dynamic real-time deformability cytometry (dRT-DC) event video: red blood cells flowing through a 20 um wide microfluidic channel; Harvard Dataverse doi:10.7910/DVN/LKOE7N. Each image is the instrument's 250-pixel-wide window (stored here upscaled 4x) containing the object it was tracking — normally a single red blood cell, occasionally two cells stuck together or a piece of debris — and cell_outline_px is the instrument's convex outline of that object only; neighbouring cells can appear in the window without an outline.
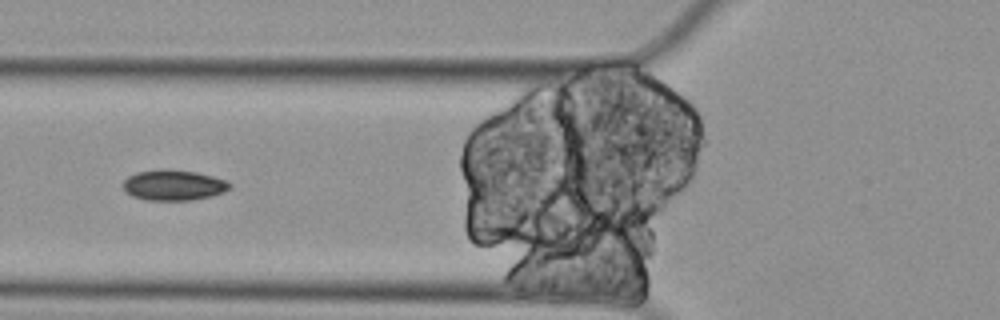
{"species": "Egyptian fruit bat (a non-hibernating species)", "species_latin": "Rousettus aegyptiacus", "temperature_condition": "cold", "stored_images_in_passage": 7, "segment_of_instrument_passage": [2, 2], "camera_frame_rate_fps": 3000, "um_per_image_px": 0.085, "animal": {"sex": "female"}, "frame": {"image": 1, "passage_image": 6, "time_ms": 1.667, "image_size_px": [1000, 320], "cell_outline_px": [[232, 188], [224, 192], [212, 196], [192, 200], [148, 200], [132, 196], [124, 192], [124, 180], [128, 176], [136, 172], [160, 168], [196, 172], [212, 176], [224, 180], [232, 184]], "centroid_in_image_um": [14.75, 15.73], "position_along_channel_um": 111.1, "area_um2": 19.13}}
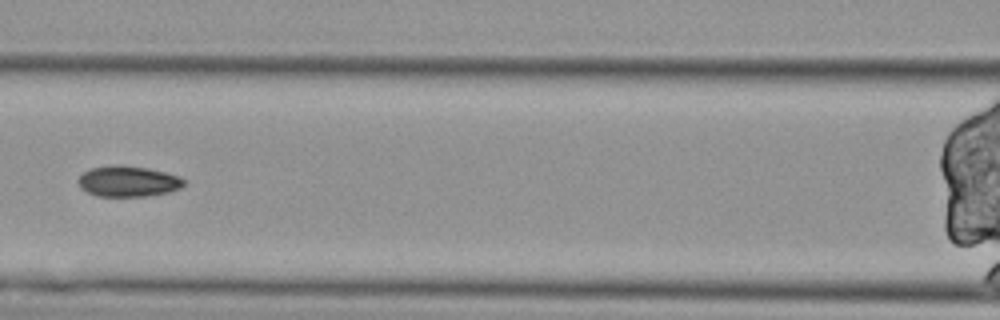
{"frame": {"image": 2, "passage_image": 7, "time_ms": 2.0, "image_size_px": [1000, 320], "cell_outline_px": [[184, 184], [180, 188], [168, 192], [144, 196], [96, 196], [80, 188], [80, 176], [84, 172], [92, 168], [116, 164], [120, 164], [148, 168], [180, 176], [184, 180]], "centroid_in_image_um": [10.9, 15.4], "position_along_channel_um": 155.7, "area_um2": 18.79}}